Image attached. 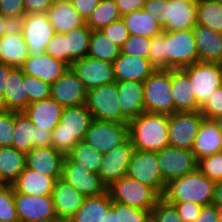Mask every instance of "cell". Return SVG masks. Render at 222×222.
<instances>
[{
	"label": "cell",
	"mask_w": 222,
	"mask_h": 222,
	"mask_svg": "<svg viewBox=\"0 0 222 222\" xmlns=\"http://www.w3.org/2000/svg\"><path fill=\"white\" fill-rule=\"evenodd\" d=\"M128 127L136 150L158 152L169 146L168 114L143 112L130 119Z\"/></svg>",
	"instance_id": "6da1fadb"
},
{
	"label": "cell",
	"mask_w": 222,
	"mask_h": 222,
	"mask_svg": "<svg viewBox=\"0 0 222 222\" xmlns=\"http://www.w3.org/2000/svg\"><path fill=\"white\" fill-rule=\"evenodd\" d=\"M93 116L86 105L65 107L59 124L52 131V147L67 155L81 140H85Z\"/></svg>",
	"instance_id": "7a4b0ae2"
},
{
	"label": "cell",
	"mask_w": 222,
	"mask_h": 222,
	"mask_svg": "<svg viewBox=\"0 0 222 222\" xmlns=\"http://www.w3.org/2000/svg\"><path fill=\"white\" fill-rule=\"evenodd\" d=\"M215 182L198 169L170 180L162 196L167 202H193L201 206L213 204Z\"/></svg>",
	"instance_id": "3957f363"
},
{
	"label": "cell",
	"mask_w": 222,
	"mask_h": 222,
	"mask_svg": "<svg viewBox=\"0 0 222 222\" xmlns=\"http://www.w3.org/2000/svg\"><path fill=\"white\" fill-rule=\"evenodd\" d=\"M166 70L183 69L199 61L193 29L164 30Z\"/></svg>",
	"instance_id": "277c9868"
},
{
	"label": "cell",
	"mask_w": 222,
	"mask_h": 222,
	"mask_svg": "<svg viewBox=\"0 0 222 222\" xmlns=\"http://www.w3.org/2000/svg\"><path fill=\"white\" fill-rule=\"evenodd\" d=\"M107 191L112 201L145 211H152L155 204L162 198L152 187L128 176H123L113 182L107 187Z\"/></svg>",
	"instance_id": "5b68a950"
},
{
	"label": "cell",
	"mask_w": 222,
	"mask_h": 222,
	"mask_svg": "<svg viewBox=\"0 0 222 222\" xmlns=\"http://www.w3.org/2000/svg\"><path fill=\"white\" fill-rule=\"evenodd\" d=\"M171 89V69L155 70L143 82L145 112L168 115L174 113Z\"/></svg>",
	"instance_id": "8992f818"
},
{
	"label": "cell",
	"mask_w": 222,
	"mask_h": 222,
	"mask_svg": "<svg viewBox=\"0 0 222 222\" xmlns=\"http://www.w3.org/2000/svg\"><path fill=\"white\" fill-rule=\"evenodd\" d=\"M93 119L128 124L118 102V86L114 81L87 91L85 103Z\"/></svg>",
	"instance_id": "52a82bcc"
},
{
	"label": "cell",
	"mask_w": 222,
	"mask_h": 222,
	"mask_svg": "<svg viewBox=\"0 0 222 222\" xmlns=\"http://www.w3.org/2000/svg\"><path fill=\"white\" fill-rule=\"evenodd\" d=\"M182 70L189 76L199 107L217 88L222 86V64L198 61Z\"/></svg>",
	"instance_id": "ba28073f"
},
{
	"label": "cell",
	"mask_w": 222,
	"mask_h": 222,
	"mask_svg": "<svg viewBox=\"0 0 222 222\" xmlns=\"http://www.w3.org/2000/svg\"><path fill=\"white\" fill-rule=\"evenodd\" d=\"M204 119L200 111L174 112L168 115L169 146L192 150L200 124Z\"/></svg>",
	"instance_id": "9c48e42d"
},
{
	"label": "cell",
	"mask_w": 222,
	"mask_h": 222,
	"mask_svg": "<svg viewBox=\"0 0 222 222\" xmlns=\"http://www.w3.org/2000/svg\"><path fill=\"white\" fill-rule=\"evenodd\" d=\"M126 176L152 187L161 197L165 192L167 183L162 179L158 167L157 152L135 149Z\"/></svg>",
	"instance_id": "30bf717a"
},
{
	"label": "cell",
	"mask_w": 222,
	"mask_h": 222,
	"mask_svg": "<svg viewBox=\"0 0 222 222\" xmlns=\"http://www.w3.org/2000/svg\"><path fill=\"white\" fill-rule=\"evenodd\" d=\"M157 163L166 183L198 169V160L192 150L172 146L157 152Z\"/></svg>",
	"instance_id": "8fae6325"
},
{
	"label": "cell",
	"mask_w": 222,
	"mask_h": 222,
	"mask_svg": "<svg viewBox=\"0 0 222 222\" xmlns=\"http://www.w3.org/2000/svg\"><path fill=\"white\" fill-rule=\"evenodd\" d=\"M26 42L29 55L45 52L55 31L46 13L25 14L17 23Z\"/></svg>",
	"instance_id": "7c38bea8"
},
{
	"label": "cell",
	"mask_w": 222,
	"mask_h": 222,
	"mask_svg": "<svg viewBox=\"0 0 222 222\" xmlns=\"http://www.w3.org/2000/svg\"><path fill=\"white\" fill-rule=\"evenodd\" d=\"M129 138L128 124L94 119L88 128L85 140L97 152L104 154Z\"/></svg>",
	"instance_id": "4fadbf2b"
},
{
	"label": "cell",
	"mask_w": 222,
	"mask_h": 222,
	"mask_svg": "<svg viewBox=\"0 0 222 222\" xmlns=\"http://www.w3.org/2000/svg\"><path fill=\"white\" fill-rule=\"evenodd\" d=\"M134 151L132 141L128 138L122 144L103 154V160L97 173L106 187L126 176Z\"/></svg>",
	"instance_id": "5bb4252c"
},
{
	"label": "cell",
	"mask_w": 222,
	"mask_h": 222,
	"mask_svg": "<svg viewBox=\"0 0 222 222\" xmlns=\"http://www.w3.org/2000/svg\"><path fill=\"white\" fill-rule=\"evenodd\" d=\"M61 178L85 197L99 196L107 192V187L98 173L87 172L86 169L75 164L67 155L63 160Z\"/></svg>",
	"instance_id": "9a60e30c"
},
{
	"label": "cell",
	"mask_w": 222,
	"mask_h": 222,
	"mask_svg": "<svg viewBox=\"0 0 222 222\" xmlns=\"http://www.w3.org/2000/svg\"><path fill=\"white\" fill-rule=\"evenodd\" d=\"M70 67L87 91L115 81L113 64L107 61L86 56Z\"/></svg>",
	"instance_id": "2e32d148"
},
{
	"label": "cell",
	"mask_w": 222,
	"mask_h": 222,
	"mask_svg": "<svg viewBox=\"0 0 222 222\" xmlns=\"http://www.w3.org/2000/svg\"><path fill=\"white\" fill-rule=\"evenodd\" d=\"M197 5L186 0H167L157 19L163 30L193 29L196 25Z\"/></svg>",
	"instance_id": "e0dca14e"
},
{
	"label": "cell",
	"mask_w": 222,
	"mask_h": 222,
	"mask_svg": "<svg viewBox=\"0 0 222 222\" xmlns=\"http://www.w3.org/2000/svg\"><path fill=\"white\" fill-rule=\"evenodd\" d=\"M51 98L63 108L80 106L86 103L87 90L71 67L53 84Z\"/></svg>",
	"instance_id": "ac0fdd59"
},
{
	"label": "cell",
	"mask_w": 222,
	"mask_h": 222,
	"mask_svg": "<svg viewBox=\"0 0 222 222\" xmlns=\"http://www.w3.org/2000/svg\"><path fill=\"white\" fill-rule=\"evenodd\" d=\"M15 206L20 222L33 220H58L52 195L15 193Z\"/></svg>",
	"instance_id": "d6986e66"
},
{
	"label": "cell",
	"mask_w": 222,
	"mask_h": 222,
	"mask_svg": "<svg viewBox=\"0 0 222 222\" xmlns=\"http://www.w3.org/2000/svg\"><path fill=\"white\" fill-rule=\"evenodd\" d=\"M52 198L58 220L68 222L82 206L86 197L60 178L54 183Z\"/></svg>",
	"instance_id": "ffe728a7"
},
{
	"label": "cell",
	"mask_w": 222,
	"mask_h": 222,
	"mask_svg": "<svg viewBox=\"0 0 222 222\" xmlns=\"http://www.w3.org/2000/svg\"><path fill=\"white\" fill-rule=\"evenodd\" d=\"M68 67L64 62L44 52L38 55H29L21 69L26 75L53 84L63 75Z\"/></svg>",
	"instance_id": "44dd1931"
},
{
	"label": "cell",
	"mask_w": 222,
	"mask_h": 222,
	"mask_svg": "<svg viewBox=\"0 0 222 222\" xmlns=\"http://www.w3.org/2000/svg\"><path fill=\"white\" fill-rule=\"evenodd\" d=\"M64 157L53 147L32 148L26 154V167L57 180L62 176Z\"/></svg>",
	"instance_id": "7402d4cb"
},
{
	"label": "cell",
	"mask_w": 222,
	"mask_h": 222,
	"mask_svg": "<svg viewBox=\"0 0 222 222\" xmlns=\"http://www.w3.org/2000/svg\"><path fill=\"white\" fill-rule=\"evenodd\" d=\"M28 48L17 23L0 38V63L21 68L28 58Z\"/></svg>",
	"instance_id": "603a6c76"
},
{
	"label": "cell",
	"mask_w": 222,
	"mask_h": 222,
	"mask_svg": "<svg viewBox=\"0 0 222 222\" xmlns=\"http://www.w3.org/2000/svg\"><path fill=\"white\" fill-rule=\"evenodd\" d=\"M112 64L116 82H144L156 70L148 58L130 56L124 53H120Z\"/></svg>",
	"instance_id": "cb8c5ba5"
},
{
	"label": "cell",
	"mask_w": 222,
	"mask_h": 222,
	"mask_svg": "<svg viewBox=\"0 0 222 222\" xmlns=\"http://www.w3.org/2000/svg\"><path fill=\"white\" fill-rule=\"evenodd\" d=\"M63 107L51 97L31 102L23 111L37 129L53 131L59 124Z\"/></svg>",
	"instance_id": "d4e9b609"
},
{
	"label": "cell",
	"mask_w": 222,
	"mask_h": 222,
	"mask_svg": "<svg viewBox=\"0 0 222 222\" xmlns=\"http://www.w3.org/2000/svg\"><path fill=\"white\" fill-rule=\"evenodd\" d=\"M171 86L174 112L200 111L189 76L182 69H171Z\"/></svg>",
	"instance_id": "484cf974"
},
{
	"label": "cell",
	"mask_w": 222,
	"mask_h": 222,
	"mask_svg": "<svg viewBox=\"0 0 222 222\" xmlns=\"http://www.w3.org/2000/svg\"><path fill=\"white\" fill-rule=\"evenodd\" d=\"M200 62L222 64V33L196 24L193 27Z\"/></svg>",
	"instance_id": "4316f807"
},
{
	"label": "cell",
	"mask_w": 222,
	"mask_h": 222,
	"mask_svg": "<svg viewBox=\"0 0 222 222\" xmlns=\"http://www.w3.org/2000/svg\"><path fill=\"white\" fill-rule=\"evenodd\" d=\"M5 93L0 101V109L23 112L29 105L25 86L23 85V71L14 68L7 78Z\"/></svg>",
	"instance_id": "83f0119b"
},
{
	"label": "cell",
	"mask_w": 222,
	"mask_h": 222,
	"mask_svg": "<svg viewBox=\"0 0 222 222\" xmlns=\"http://www.w3.org/2000/svg\"><path fill=\"white\" fill-rule=\"evenodd\" d=\"M192 152L197 160L222 152V134L213 120H202Z\"/></svg>",
	"instance_id": "f1b7e54d"
},
{
	"label": "cell",
	"mask_w": 222,
	"mask_h": 222,
	"mask_svg": "<svg viewBox=\"0 0 222 222\" xmlns=\"http://www.w3.org/2000/svg\"><path fill=\"white\" fill-rule=\"evenodd\" d=\"M118 102L122 113L130 120L145 112L143 82H117Z\"/></svg>",
	"instance_id": "f546056e"
},
{
	"label": "cell",
	"mask_w": 222,
	"mask_h": 222,
	"mask_svg": "<svg viewBox=\"0 0 222 222\" xmlns=\"http://www.w3.org/2000/svg\"><path fill=\"white\" fill-rule=\"evenodd\" d=\"M55 179L29 168H25L11 184L15 193L38 196L52 195Z\"/></svg>",
	"instance_id": "4dcf8cb0"
},
{
	"label": "cell",
	"mask_w": 222,
	"mask_h": 222,
	"mask_svg": "<svg viewBox=\"0 0 222 222\" xmlns=\"http://www.w3.org/2000/svg\"><path fill=\"white\" fill-rule=\"evenodd\" d=\"M46 15L57 33H66L85 25V20L70 1L51 4Z\"/></svg>",
	"instance_id": "1f68e13d"
},
{
	"label": "cell",
	"mask_w": 222,
	"mask_h": 222,
	"mask_svg": "<svg viewBox=\"0 0 222 222\" xmlns=\"http://www.w3.org/2000/svg\"><path fill=\"white\" fill-rule=\"evenodd\" d=\"M111 207L112 200L108 191L99 196L86 197L68 222H103Z\"/></svg>",
	"instance_id": "d6a6232c"
},
{
	"label": "cell",
	"mask_w": 222,
	"mask_h": 222,
	"mask_svg": "<svg viewBox=\"0 0 222 222\" xmlns=\"http://www.w3.org/2000/svg\"><path fill=\"white\" fill-rule=\"evenodd\" d=\"M26 168V154L15 147H0V184L11 185Z\"/></svg>",
	"instance_id": "836d02e7"
},
{
	"label": "cell",
	"mask_w": 222,
	"mask_h": 222,
	"mask_svg": "<svg viewBox=\"0 0 222 222\" xmlns=\"http://www.w3.org/2000/svg\"><path fill=\"white\" fill-rule=\"evenodd\" d=\"M92 30L85 24L84 26L70 30L65 34L66 64H71L87 56Z\"/></svg>",
	"instance_id": "e575fe53"
},
{
	"label": "cell",
	"mask_w": 222,
	"mask_h": 222,
	"mask_svg": "<svg viewBox=\"0 0 222 222\" xmlns=\"http://www.w3.org/2000/svg\"><path fill=\"white\" fill-rule=\"evenodd\" d=\"M12 147L25 154L32 148H37V127L24 112H15Z\"/></svg>",
	"instance_id": "d590c367"
},
{
	"label": "cell",
	"mask_w": 222,
	"mask_h": 222,
	"mask_svg": "<svg viewBox=\"0 0 222 222\" xmlns=\"http://www.w3.org/2000/svg\"><path fill=\"white\" fill-rule=\"evenodd\" d=\"M130 35H141L152 38L163 32V27L144 9L133 11L122 16Z\"/></svg>",
	"instance_id": "8d00e7d4"
},
{
	"label": "cell",
	"mask_w": 222,
	"mask_h": 222,
	"mask_svg": "<svg viewBox=\"0 0 222 222\" xmlns=\"http://www.w3.org/2000/svg\"><path fill=\"white\" fill-rule=\"evenodd\" d=\"M121 48L109 40L100 30L91 33L87 56L113 63L120 55Z\"/></svg>",
	"instance_id": "74e56055"
},
{
	"label": "cell",
	"mask_w": 222,
	"mask_h": 222,
	"mask_svg": "<svg viewBox=\"0 0 222 222\" xmlns=\"http://www.w3.org/2000/svg\"><path fill=\"white\" fill-rule=\"evenodd\" d=\"M67 156L87 172H98L103 154L97 152L86 140L79 141Z\"/></svg>",
	"instance_id": "f35d334b"
},
{
	"label": "cell",
	"mask_w": 222,
	"mask_h": 222,
	"mask_svg": "<svg viewBox=\"0 0 222 222\" xmlns=\"http://www.w3.org/2000/svg\"><path fill=\"white\" fill-rule=\"evenodd\" d=\"M122 19V15L115 0H100L97 8L85 21V24L92 30H100L112 22Z\"/></svg>",
	"instance_id": "ab89813d"
},
{
	"label": "cell",
	"mask_w": 222,
	"mask_h": 222,
	"mask_svg": "<svg viewBox=\"0 0 222 222\" xmlns=\"http://www.w3.org/2000/svg\"><path fill=\"white\" fill-rule=\"evenodd\" d=\"M196 24L222 33V4L203 0L197 5Z\"/></svg>",
	"instance_id": "60d3db41"
},
{
	"label": "cell",
	"mask_w": 222,
	"mask_h": 222,
	"mask_svg": "<svg viewBox=\"0 0 222 222\" xmlns=\"http://www.w3.org/2000/svg\"><path fill=\"white\" fill-rule=\"evenodd\" d=\"M0 222H20L15 206V191L11 185L0 184Z\"/></svg>",
	"instance_id": "b9f144b4"
},
{
	"label": "cell",
	"mask_w": 222,
	"mask_h": 222,
	"mask_svg": "<svg viewBox=\"0 0 222 222\" xmlns=\"http://www.w3.org/2000/svg\"><path fill=\"white\" fill-rule=\"evenodd\" d=\"M23 85L26 89L29 104L51 97V84L39 78L23 73Z\"/></svg>",
	"instance_id": "7bdbcfd3"
},
{
	"label": "cell",
	"mask_w": 222,
	"mask_h": 222,
	"mask_svg": "<svg viewBox=\"0 0 222 222\" xmlns=\"http://www.w3.org/2000/svg\"><path fill=\"white\" fill-rule=\"evenodd\" d=\"M119 222H152V212L112 201Z\"/></svg>",
	"instance_id": "ee69618b"
},
{
	"label": "cell",
	"mask_w": 222,
	"mask_h": 222,
	"mask_svg": "<svg viewBox=\"0 0 222 222\" xmlns=\"http://www.w3.org/2000/svg\"><path fill=\"white\" fill-rule=\"evenodd\" d=\"M198 170L215 183L222 181V152L198 160Z\"/></svg>",
	"instance_id": "f6af8a7d"
},
{
	"label": "cell",
	"mask_w": 222,
	"mask_h": 222,
	"mask_svg": "<svg viewBox=\"0 0 222 222\" xmlns=\"http://www.w3.org/2000/svg\"><path fill=\"white\" fill-rule=\"evenodd\" d=\"M151 38L141 35H130L121 48V53L148 58Z\"/></svg>",
	"instance_id": "bcb514c9"
},
{
	"label": "cell",
	"mask_w": 222,
	"mask_h": 222,
	"mask_svg": "<svg viewBox=\"0 0 222 222\" xmlns=\"http://www.w3.org/2000/svg\"><path fill=\"white\" fill-rule=\"evenodd\" d=\"M15 111L0 109V147H12Z\"/></svg>",
	"instance_id": "7dc6e473"
},
{
	"label": "cell",
	"mask_w": 222,
	"mask_h": 222,
	"mask_svg": "<svg viewBox=\"0 0 222 222\" xmlns=\"http://www.w3.org/2000/svg\"><path fill=\"white\" fill-rule=\"evenodd\" d=\"M152 222H184L174 205L161 198L152 209Z\"/></svg>",
	"instance_id": "c3c4849f"
},
{
	"label": "cell",
	"mask_w": 222,
	"mask_h": 222,
	"mask_svg": "<svg viewBox=\"0 0 222 222\" xmlns=\"http://www.w3.org/2000/svg\"><path fill=\"white\" fill-rule=\"evenodd\" d=\"M148 59L156 70H166V56L164 53V30L161 34L151 38Z\"/></svg>",
	"instance_id": "681fc988"
},
{
	"label": "cell",
	"mask_w": 222,
	"mask_h": 222,
	"mask_svg": "<svg viewBox=\"0 0 222 222\" xmlns=\"http://www.w3.org/2000/svg\"><path fill=\"white\" fill-rule=\"evenodd\" d=\"M104 36L111 40L115 45L122 48L124 43L128 40L130 32L125 25L123 19L112 22L108 26L100 29Z\"/></svg>",
	"instance_id": "f907efd6"
},
{
	"label": "cell",
	"mask_w": 222,
	"mask_h": 222,
	"mask_svg": "<svg viewBox=\"0 0 222 222\" xmlns=\"http://www.w3.org/2000/svg\"><path fill=\"white\" fill-rule=\"evenodd\" d=\"M205 119H215L222 115V86L217 88L210 98L200 107Z\"/></svg>",
	"instance_id": "816d5d0a"
},
{
	"label": "cell",
	"mask_w": 222,
	"mask_h": 222,
	"mask_svg": "<svg viewBox=\"0 0 222 222\" xmlns=\"http://www.w3.org/2000/svg\"><path fill=\"white\" fill-rule=\"evenodd\" d=\"M0 13L13 23H18L25 15L23 0H0Z\"/></svg>",
	"instance_id": "f5cc1de1"
},
{
	"label": "cell",
	"mask_w": 222,
	"mask_h": 222,
	"mask_svg": "<svg viewBox=\"0 0 222 222\" xmlns=\"http://www.w3.org/2000/svg\"><path fill=\"white\" fill-rule=\"evenodd\" d=\"M45 53L66 64L65 34L55 32L54 36L47 43Z\"/></svg>",
	"instance_id": "db71d44e"
},
{
	"label": "cell",
	"mask_w": 222,
	"mask_h": 222,
	"mask_svg": "<svg viewBox=\"0 0 222 222\" xmlns=\"http://www.w3.org/2000/svg\"><path fill=\"white\" fill-rule=\"evenodd\" d=\"M175 206L184 222H194L203 206L193 202H168Z\"/></svg>",
	"instance_id": "11a10c76"
},
{
	"label": "cell",
	"mask_w": 222,
	"mask_h": 222,
	"mask_svg": "<svg viewBox=\"0 0 222 222\" xmlns=\"http://www.w3.org/2000/svg\"><path fill=\"white\" fill-rule=\"evenodd\" d=\"M70 2L86 21L92 12L97 8L100 0H70Z\"/></svg>",
	"instance_id": "9f6ffc18"
},
{
	"label": "cell",
	"mask_w": 222,
	"mask_h": 222,
	"mask_svg": "<svg viewBox=\"0 0 222 222\" xmlns=\"http://www.w3.org/2000/svg\"><path fill=\"white\" fill-rule=\"evenodd\" d=\"M25 14L46 13L51 6L50 0H23Z\"/></svg>",
	"instance_id": "6f0895ef"
},
{
	"label": "cell",
	"mask_w": 222,
	"mask_h": 222,
	"mask_svg": "<svg viewBox=\"0 0 222 222\" xmlns=\"http://www.w3.org/2000/svg\"><path fill=\"white\" fill-rule=\"evenodd\" d=\"M147 0H115L122 16L143 9Z\"/></svg>",
	"instance_id": "680465c9"
},
{
	"label": "cell",
	"mask_w": 222,
	"mask_h": 222,
	"mask_svg": "<svg viewBox=\"0 0 222 222\" xmlns=\"http://www.w3.org/2000/svg\"><path fill=\"white\" fill-rule=\"evenodd\" d=\"M194 222H218L215 204L203 206L199 216L194 220Z\"/></svg>",
	"instance_id": "91938a15"
},
{
	"label": "cell",
	"mask_w": 222,
	"mask_h": 222,
	"mask_svg": "<svg viewBox=\"0 0 222 222\" xmlns=\"http://www.w3.org/2000/svg\"><path fill=\"white\" fill-rule=\"evenodd\" d=\"M167 0H147L143 9L148 12L154 19H158L162 15L163 4Z\"/></svg>",
	"instance_id": "94428289"
},
{
	"label": "cell",
	"mask_w": 222,
	"mask_h": 222,
	"mask_svg": "<svg viewBox=\"0 0 222 222\" xmlns=\"http://www.w3.org/2000/svg\"><path fill=\"white\" fill-rule=\"evenodd\" d=\"M52 131L37 129V148L52 147Z\"/></svg>",
	"instance_id": "6125c7cd"
},
{
	"label": "cell",
	"mask_w": 222,
	"mask_h": 222,
	"mask_svg": "<svg viewBox=\"0 0 222 222\" xmlns=\"http://www.w3.org/2000/svg\"><path fill=\"white\" fill-rule=\"evenodd\" d=\"M13 69L14 68L8 64L0 63V101L5 93L6 80Z\"/></svg>",
	"instance_id": "be15d7a7"
},
{
	"label": "cell",
	"mask_w": 222,
	"mask_h": 222,
	"mask_svg": "<svg viewBox=\"0 0 222 222\" xmlns=\"http://www.w3.org/2000/svg\"><path fill=\"white\" fill-rule=\"evenodd\" d=\"M13 22L0 13V38L13 26Z\"/></svg>",
	"instance_id": "e7e4bbea"
},
{
	"label": "cell",
	"mask_w": 222,
	"mask_h": 222,
	"mask_svg": "<svg viewBox=\"0 0 222 222\" xmlns=\"http://www.w3.org/2000/svg\"><path fill=\"white\" fill-rule=\"evenodd\" d=\"M213 204L222 205V181L215 183Z\"/></svg>",
	"instance_id": "03108f58"
},
{
	"label": "cell",
	"mask_w": 222,
	"mask_h": 222,
	"mask_svg": "<svg viewBox=\"0 0 222 222\" xmlns=\"http://www.w3.org/2000/svg\"><path fill=\"white\" fill-rule=\"evenodd\" d=\"M103 222H119L118 213L111 207L104 217Z\"/></svg>",
	"instance_id": "003e7915"
},
{
	"label": "cell",
	"mask_w": 222,
	"mask_h": 222,
	"mask_svg": "<svg viewBox=\"0 0 222 222\" xmlns=\"http://www.w3.org/2000/svg\"><path fill=\"white\" fill-rule=\"evenodd\" d=\"M213 121L215 122V124L218 127V130L220 131V133L222 134V115L213 119Z\"/></svg>",
	"instance_id": "a7ac6f4b"
},
{
	"label": "cell",
	"mask_w": 222,
	"mask_h": 222,
	"mask_svg": "<svg viewBox=\"0 0 222 222\" xmlns=\"http://www.w3.org/2000/svg\"><path fill=\"white\" fill-rule=\"evenodd\" d=\"M218 215V222H222V205H215Z\"/></svg>",
	"instance_id": "89a4df30"
},
{
	"label": "cell",
	"mask_w": 222,
	"mask_h": 222,
	"mask_svg": "<svg viewBox=\"0 0 222 222\" xmlns=\"http://www.w3.org/2000/svg\"><path fill=\"white\" fill-rule=\"evenodd\" d=\"M22 222H60L59 220H33V221H22Z\"/></svg>",
	"instance_id": "2644e50d"
},
{
	"label": "cell",
	"mask_w": 222,
	"mask_h": 222,
	"mask_svg": "<svg viewBox=\"0 0 222 222\" xmlns=\"http://www.w3.org/2000/svg\"><path fill=\"white\" fill-rule=\"evenodd\" d=\"M52 4H56V3H62V2H67L70 0H50Z\"/></svg>",
	"instance_id": "8c879c8a"
},
{
	"label": "cell",
	"mask_w": 222,
	"mask_h": 222,
	"mask_svg": "<svg viewBox=\"0 0 222 222\" xmlns=\"http://www.w3.org/2000/svg\"><path fill=\"white\" fill-rule=\"evenodd\" d=\"M186 1L198 5L203 0H186Z\"/></svg>",
	"instance_id": "753ad0ef"
},
{
	"label": "cell",
	"mask_w": 222,
	"mask_h": 222,
	"mask_svg": "<svg viewBox=\"0 0 222 222\" xmlns=\"http://www.w3.org/2000/svg\"><path fill=\"white\" fill-rule=\"evenodd\" d=\"M215 1H217V2L220 3V4H222V0H215Z\"/></svg>",
	"instance_id": "34e18365"
}]
</instances>
